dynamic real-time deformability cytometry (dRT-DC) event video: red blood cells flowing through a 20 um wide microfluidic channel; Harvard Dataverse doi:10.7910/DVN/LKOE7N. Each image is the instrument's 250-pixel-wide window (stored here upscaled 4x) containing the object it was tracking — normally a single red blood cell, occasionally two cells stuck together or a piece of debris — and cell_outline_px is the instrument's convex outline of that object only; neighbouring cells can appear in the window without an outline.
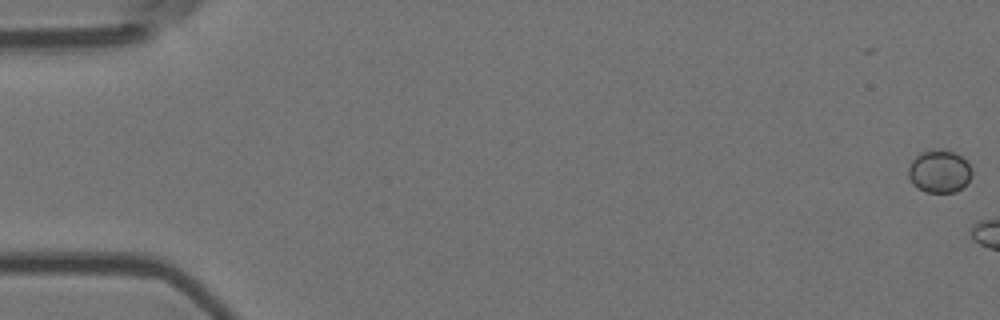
{"species": "Egyptian fruit bat (a non-hibernating species)", "species_latin": "Rousettus aegyptiacus", "temperature_condition": "room temperature", "stored_images_in_passage": 6, "camera_frame_rate_fps": 3000, "um_per_image_px": 0.085, "animal": {"sex": "female"}, "frame": {"image": 1, "passage_image": 1, "time_ms": 0.0, "image_size_px": [1000, 320], "cell_outline_px": [[972, 176], [968, 184], [956, 192], [924, 192], [916, 188], [912, 184], [908, 176], [908, 168], [912, 160], [920, 152], [940, 148], [956, 152], [972, 168]], "centroid_in_image_um": [79.85, 14.57], "position_along_channel_um": 5.2, "area_um2": 16.18}}